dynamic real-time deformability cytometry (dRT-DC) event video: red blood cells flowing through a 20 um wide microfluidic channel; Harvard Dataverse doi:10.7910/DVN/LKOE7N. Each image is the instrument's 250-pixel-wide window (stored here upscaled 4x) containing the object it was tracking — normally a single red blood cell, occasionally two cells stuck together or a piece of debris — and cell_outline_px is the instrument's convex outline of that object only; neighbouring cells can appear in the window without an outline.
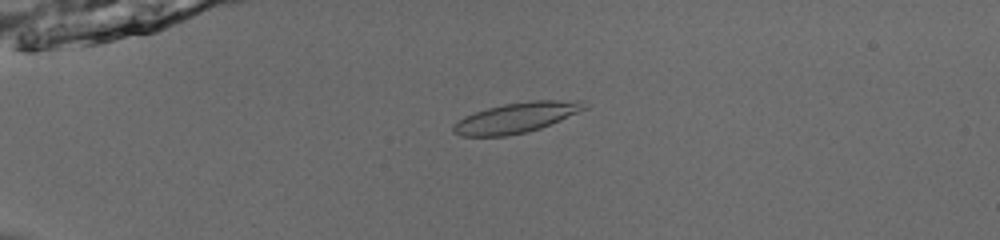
{"species": "common noctule bat (a hibernating species)", "species_latin": "Nyctalus noctula", "temperature_condition": "room temperature", "stored_images_in_passage": 55, "camera_frame_rate_fps": 3000, "um_per_image_px": 0.085, "animal": {"sex": "male", "body_mass_g": 13.0, "forearm_length_mm": 53.1}, "frame": {"image": 1, "passage_image": 16, "time_ms": 5.0, "image_size_px": [1000, 240], "cell_outline_px": [[588, 108], [560, 120], [540, 128], [508, 136], [460, 136], [452, 132], [452, 124], [464, 116], [488, 108], [504, 104], [532, 100], [584, 100], [588, 104]], "centroid_in_image_um": [43.9, 9.99], "position_along_channel_um": 41.1, "area_um2": 23.18}}
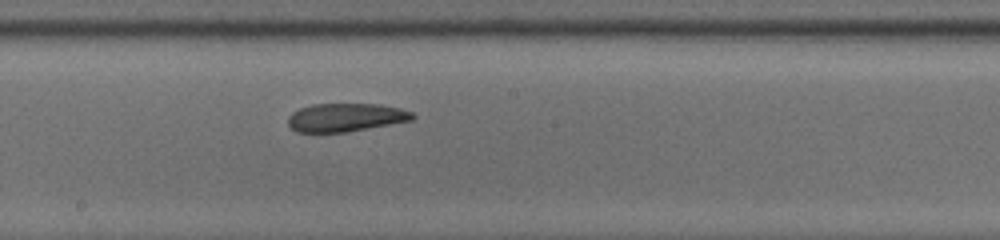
{"frame": {"image": 2, "passage_image": 33, "time_ms": 10.667, "image_size_px": [1000, 240], "cell_outline_px": [[416, 116], [412, 120], [348, 132], [296, 132], [288, 124], [288, 116], [292, 112], [300, 108], [312, 104], [380, 104], [400, 108], [412, 112]], "centroid_in_image_um": [29.38, 9.98], "position_along_channel_um": 218.8, "area_um2": 20.58}}
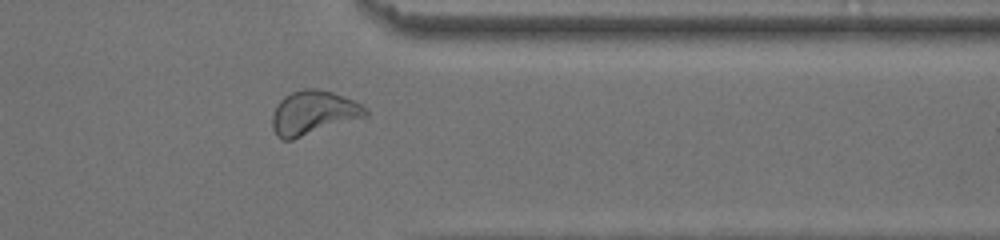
{"frame": {"image": 3, "passage_image": 46, "time_ms": 15.0, "image_size_px": [1000, 240], "cell_outline_px": [[368, 116], [292, 140], [280, 140], [276, 136], [272, 128], [272, 116], [276, 104], [284, 96], [292, 92], [304, 88], [316, 88], [332, 92], [352, 100], [368, 108]], "centroid_in_image_um": [26.61, 9.6], "position_along_channel_um": 384.8, "area_um2": 24.1}, "authors_computed_cell_mechanics": {"area_um2": 23.2356, "velocity_mm_per_s": 3.8809, "shape_relaxation_time_tau1_ms": null, "shape_relaxation_time_tau2_ms": 5.7059, "deformation_change_tau1": null, "deformation_change_tau2": 0.1292}}